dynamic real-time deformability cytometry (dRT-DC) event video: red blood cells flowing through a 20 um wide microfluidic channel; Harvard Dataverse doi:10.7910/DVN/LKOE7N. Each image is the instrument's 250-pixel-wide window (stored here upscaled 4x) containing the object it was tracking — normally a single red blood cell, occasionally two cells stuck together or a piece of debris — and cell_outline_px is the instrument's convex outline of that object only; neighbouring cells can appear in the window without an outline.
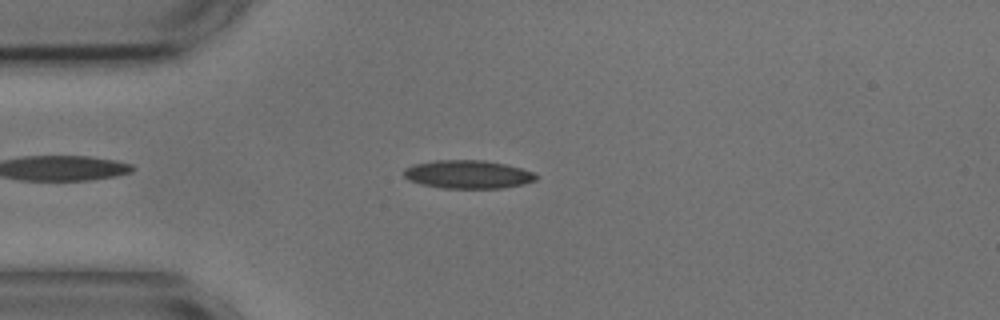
{"species": "common noctule bat (a hibernating species)", "species_latin": "Nyctalus noctula", "temperature_condition": "cold", "stored_images_in_passage": 48, "camera_frame_rate_fps": 3000, "um_per_image_px": 0.085, "animal": {"sex": "male", "body_mass_g": 17.9, "forearm_length_mm": 54.2}, "frame": {"image": 1, "passage_image": 7, "time_ms": 2.0, "image_size_px": [1000, 320], "cell_outline_px": [[540, 176], [536, 180], [524, 184], [500, 188], [444, 188], [420, 184], [408, 180], [404, 176], [404, 168], [412, 164], [436, 160], [484, 160], [504, 164], [520, 168], [532, 172]], "centroid_in_image_um": [39.75, 14.82], "position_along_channel_um": 45.2, "area_um2": 21.85}}
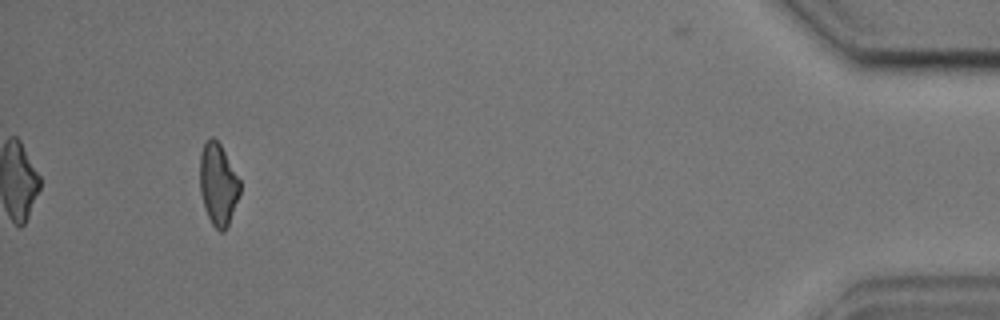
{"frame": {"image": 2, "passage_image": 45, "time_ms": 14.667, "image_size_px": [1000, 320], "cell_outline_px": [[240, 192], [228, 224], [224, 232], [220, 232], [212, 224], [208, 216], [200, 192], [200, 152], [204, 144], [212, 136], [220, 144], [240, 180]], "centroid_in_image_um": [18.53, 15.66], "position_along_channel_um": 416.7, "area_um2": 18.79}, "authors_computed_cell_mechanics": {"area_um2": 20.6635, "velocity_mm_per_s": 3.6147, "shape_relaxation_time_tau1_ms": 5.8759, "shape_relaxation_time_tau2_ms": 3.6618, "deformation_change_tau1": 0.1316, "deformation_change_tau2": 0.1219}}